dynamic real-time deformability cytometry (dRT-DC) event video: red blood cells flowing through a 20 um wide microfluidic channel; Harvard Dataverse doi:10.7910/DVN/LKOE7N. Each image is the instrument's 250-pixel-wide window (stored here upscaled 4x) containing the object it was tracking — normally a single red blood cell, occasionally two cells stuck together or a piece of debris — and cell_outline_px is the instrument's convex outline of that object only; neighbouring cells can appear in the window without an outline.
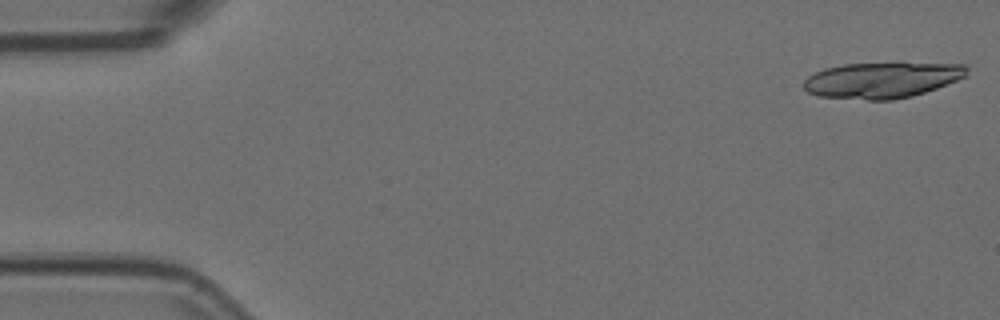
{"species": "Egyptian fruit bat (a non-hibernating species)", "species_latin": "Rousettus aegyptiacus", "temperature_condition": "room temperature", "stored_images_in_passage": 18, "camera_frame_rate_fps": 3000, "um_per_image_px": 0.085, "animal": {"sex": "female"}, "frame": {"image": 1, "passage_image": 1, "time_ms": 0.0, "image_size_px": [1000, 320], "cell_outline_px": [[968, 76], [936, 88], [912, 96], [892, 100], [868, 100], [816, 96], [808, 92], [804, 88], [804, 80], [808, 76], [824, 68], [844, 64], [964, 64], [968, 68]], "centroid_in_image_um": [74.95, 6.82], "position_along_channel_um": 10.1, "area_um2": 33.76}}